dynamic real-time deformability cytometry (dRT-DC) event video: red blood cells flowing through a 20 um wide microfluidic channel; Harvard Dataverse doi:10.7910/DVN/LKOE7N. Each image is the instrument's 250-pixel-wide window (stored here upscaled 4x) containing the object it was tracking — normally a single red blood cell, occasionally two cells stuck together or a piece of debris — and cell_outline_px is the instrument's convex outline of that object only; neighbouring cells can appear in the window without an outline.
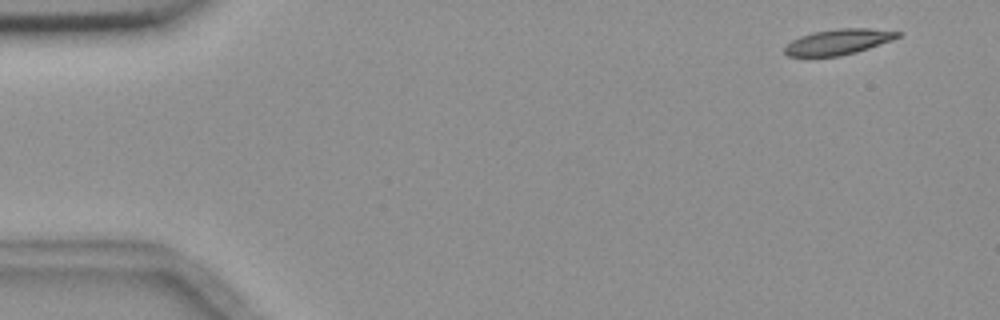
{"species": "common noctule bat (a hibernating species)", "species_latin": "Nyctalus noctula", "temperature_condition": "room temperature", "stored_images_in_passage": 4, "camera_frame_rate_fps": 3000, "um_per_image_px": 0.085, "animal": {"sex": "female", "body_mass_g": 18.4}, "frame": {"image": 1, "passage_image": 1, "time_ms": 0.0, "image_size_px": [1000, 320], "cell_outline_px": [[900, 36], [892, 40], [856, 52], [840, 56], [788, 56], [784, 52], [784, 48], [792, 40], [800, 36], [812, 32], [836, 28], [868, 28], [900, 32]], "centroid_in_image_um": [71.23, 3.55], "position_along_channel_um": 13.8, "area_um2": 16.7}}